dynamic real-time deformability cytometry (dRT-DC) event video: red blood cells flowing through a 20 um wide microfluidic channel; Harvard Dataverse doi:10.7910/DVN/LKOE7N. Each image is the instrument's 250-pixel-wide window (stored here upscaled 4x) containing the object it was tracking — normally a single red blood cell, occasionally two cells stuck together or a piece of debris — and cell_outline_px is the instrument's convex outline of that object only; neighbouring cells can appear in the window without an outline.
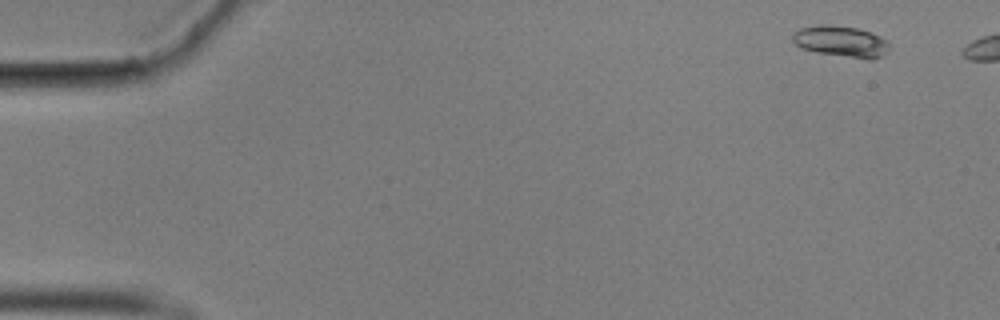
{"species": "common noctule bat (a hibernating species)", "species_latin": "Nyctalus noctula", "temperature_condition": "cold", "stored_images_in_passage": 51, "camera_frame_rate_fps": 3000, "um_per_image_px": 0.085, "animal": {"sex": "male", "body_mass_g": 17.9}, "frame": {"image": 1, "passage_image": 2, "time_ms": 0.333, "image_size_px": [1000, 320], "cell_outline_px": [[888, 52], [872, 60], [868, 60], [816, 52], [800, 48], [792, 40], [792, 32], [800, 28], [820, 24], [828, 24], [856, 28], [872, 32], [888, 40]], "centroid_in_image_um": [71.48, 3.52], "position_along_channel_um": 13.5, "area_um2": 17.8}}
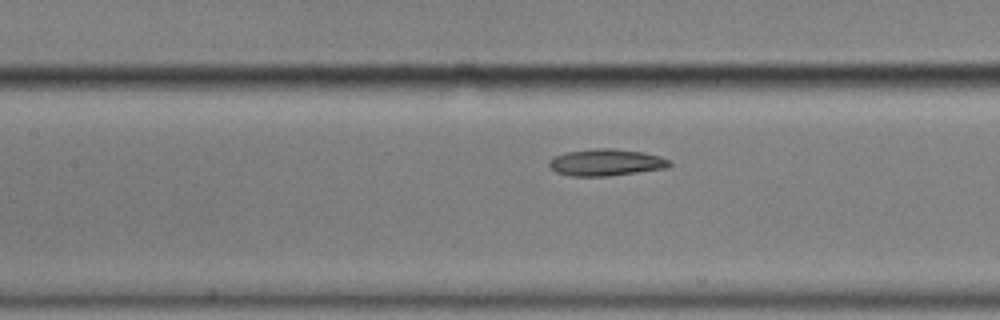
{"frame": {"image": 2, "passage_image": 23, "time_ms": 7.333, "image_size_px": [1000, 320], "cell_outline_px": [[672, 164], [668, 168], [608, 176], [572, 176], [556, 172], [548, 164], [548, 160], [552, 156], [564, 152], [596, 148], [612, 148], [644, 152], [660, 156], [668, 160]], "centroid_in_image_um": [51.49, 13.8], "position_along_channel_um": 155.9, "area_um2": 18.96}}
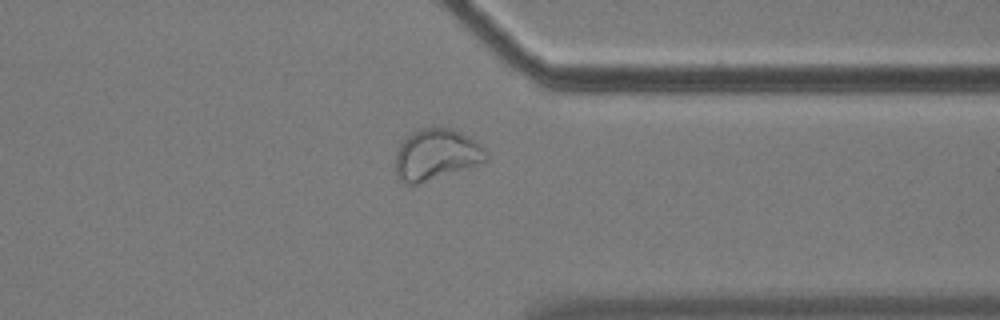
{"frame": {"image": 3, "passage_image": 42, "time_ms": 13.667, "image_size_px": [1000, 320], "cell_outline_px": [[488, 160], [480, 164], [416, 184], [404, 184], [400, 180], [396, 172], [396, 152], [400, 144], [412, 132], [420, 128], [452, 128], [468, 136], [480, 144], [484, 148], [488, 156]], "centroid_in_image_um": [37.09, 13.14], "position_along_channel_um": 374.3, "area_um2": 26.76}, "authors_computed_cell_mechanics": {"area_um2": 18.785, "velocity_mm_per_s": 3.4974, "shape_relaxation_time_tau1_ms": null, "shape_relaxation_time_tau2_ms": 2.9993, "deformation_change_tau1": null, "deformation_change_tau2": 0.0892}}